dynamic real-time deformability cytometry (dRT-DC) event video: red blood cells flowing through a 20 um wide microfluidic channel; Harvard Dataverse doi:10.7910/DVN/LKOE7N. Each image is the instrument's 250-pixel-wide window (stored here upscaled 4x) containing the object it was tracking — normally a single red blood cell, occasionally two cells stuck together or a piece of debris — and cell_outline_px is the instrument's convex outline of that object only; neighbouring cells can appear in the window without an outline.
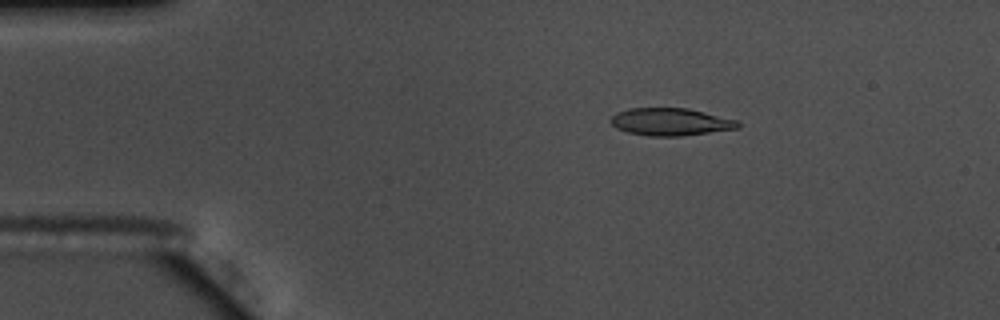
{"species": "common noctule bat (a hibernating species)", "species_latin": "Nyctalus noctula", "temperature_condition": "warm", "stored_images_in_passage": 56, "camera_frame_rate_fps": 3000, "um_per_image_px": 0.085, "animal": {"sex": "male", "body_mass_g": 17.5, "forearm_length_mm": 52.3}, "frame": {"image": 1, "passage_image": 10, "time_ms": 3.0, "image_size_px": [1000, 320], "cell_outline_px": [[740, 128], [680, 136], [652, 136], [628, 132], [616, 128], [608, 120], [616, 112], [628, 108], [688, 108], [736, 120], [740, 124]], "centroid_in_image_um": [56.96, 10.35], "position_along_channel_um": 28.0, "area_um2": 20.29}}
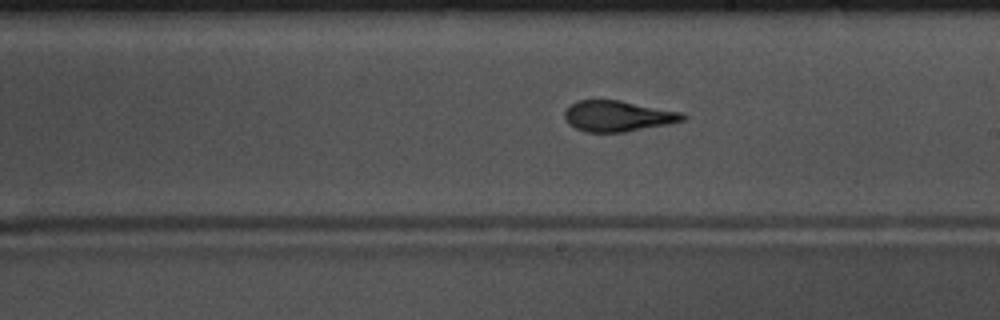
{"frame": {"image": 2, "passage_image": 32, "time_ms": 10.333, "image_size_px": [1000, 320], "cell_outline_px": [[688, 116], [684, 120], [668, 124], [624, 132], [584, 132], [568, 124], [564, 116], [564, 112], [576, 100], [620, 100], [684, 112]], "centroid_in_image_um": [52.54, 9.86], "position_along_channel_um": 236.5, "area_um2": 21.33}}
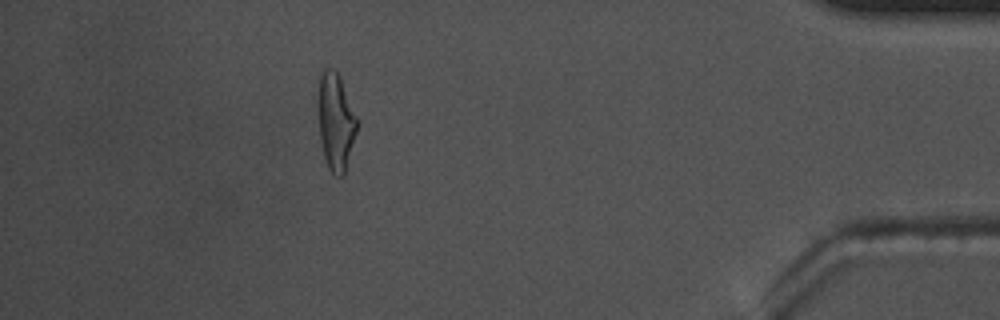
{"frame": {"image": 3, "passage_image": 50, "time_ms": 16.333, "image_size_px": [1000, 320], "cell_outline_px": [[360, 120], [344, 176], [336, 176], [328, 168], [324, 156], [320, 140], [316, 108], [316, 100], [320, 76], [324, 68], [332, 68], [340, 76]], "centroid_in_image_um": [28.53, 10.3], "position_along_channel_um": 406.7, "area_um2": 22.89}, "authors_computed_cell_mechanics": {"area_um2": 21.097, "velocity_mm_per_s": 3.6751, "shape_relaxation_time_tau1_ms": 4.2095, "shape_relaxation_time_tau2_ms": 1.574, "deformation_change_tau1": 0.1908, "deformation_change_tau2": 0.1032}}